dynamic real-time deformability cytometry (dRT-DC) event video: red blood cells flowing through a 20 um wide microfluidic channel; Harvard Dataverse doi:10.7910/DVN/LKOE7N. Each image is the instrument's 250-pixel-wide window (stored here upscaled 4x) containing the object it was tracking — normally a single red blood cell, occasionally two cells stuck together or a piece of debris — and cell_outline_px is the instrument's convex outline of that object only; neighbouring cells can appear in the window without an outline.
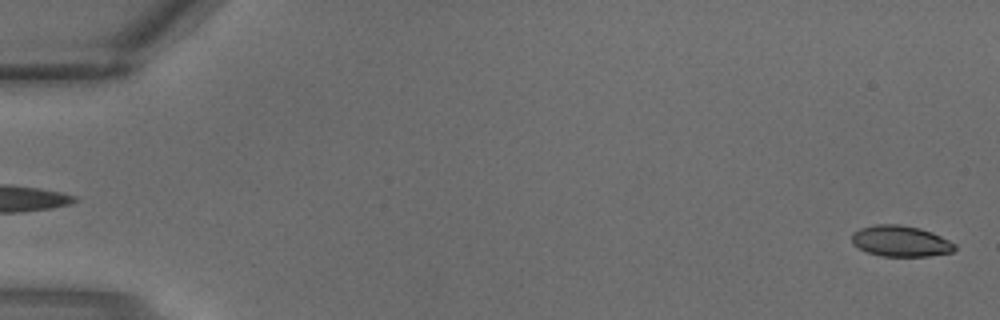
{"species": "common noctule bat (a hibernating species)", "species_latin": "Nyctalus noctula", "temperature_condition": "warm", "stored_images_in_passage": 3, "segment_of_instrument_passage": [2, 2], "camera_frame_rate_fps": 3000, "um_per_image_px": 0.085, "animal": {"sex": "male", "body_mass_g": 18.8}, "frame": {"image": 1, "passage_image": 3, "time_ms": 0.667, "image_size_px": [1000, 320], "cell_outline_px": [[956, 248], [952, 252], [928, 256], [880, 256], [868, 252], [852, 244], [852, 232], [860, 228], [876, 224], [900, 224], [920, 228], [932, 232], [956, 244]], "centroid_in_image_um": [76.54, 20.49], "position_along_channel_um": 8.5, "area_um2": 18.61}}